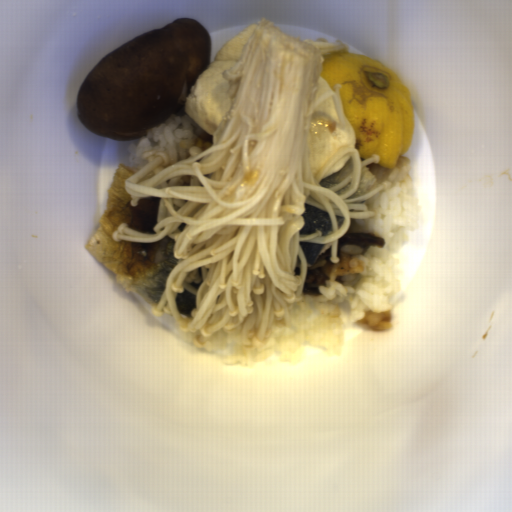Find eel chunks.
I'll use <instances>...</instances> for the list:
<instances>
[{
    "instance_id": "eel-chunks-1",
    "label": "eel chunks",
    "mask_w": 512,
    "mask_h": 512,
    "mask_svg": "<svg viewBox=\"0 0 512 512\" xmlns=\"http://www.w3.org/2000/svg\"><path fill=\"white\" fill-rule=\"evenodd\" d=\"M344 246H357L361 248V254H365L369 247L383 248L385 241L372 234L366 232H346L343 237L338 239L337 256L340 259L341 250Z\"/></svg>"
}]
</instances>
